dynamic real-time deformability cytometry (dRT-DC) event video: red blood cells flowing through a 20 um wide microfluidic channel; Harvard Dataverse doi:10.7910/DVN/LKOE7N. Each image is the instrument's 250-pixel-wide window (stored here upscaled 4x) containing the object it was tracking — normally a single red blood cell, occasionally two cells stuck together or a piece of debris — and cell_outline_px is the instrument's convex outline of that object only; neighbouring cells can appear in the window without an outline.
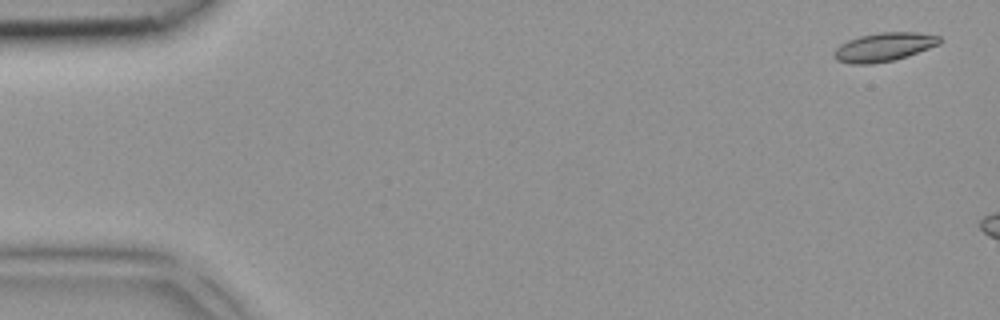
{"species": "common noctule bat (a hibernating species)", "species_latin": "Nyctalus noctula", "temperature_condition": "room temperature", "stored_images_in_passage": 3, "camera_frame_rate_fps": 3000, "um_per_image_px": 0.085, "animal": {"sex": "female", "body_mass_g": 18.4}, "frame": {"image": 1, "passage_image": 1, "time_ms": 0.0, "image_size_px": [1000, 320], "cell_outline_px": [[940, 44], [908, 56], [892, 60], [872, 64], [852, 64], [836, 60], [832, 56], [832, 52], [840, 44], [848, 40], [860, 36], [880, 32], [916, 32], [940, 36]], "centroid_in_image_um": [75.1, 4.0], "position_along_channel_um": 9.9, "area_um2": 17.69}}